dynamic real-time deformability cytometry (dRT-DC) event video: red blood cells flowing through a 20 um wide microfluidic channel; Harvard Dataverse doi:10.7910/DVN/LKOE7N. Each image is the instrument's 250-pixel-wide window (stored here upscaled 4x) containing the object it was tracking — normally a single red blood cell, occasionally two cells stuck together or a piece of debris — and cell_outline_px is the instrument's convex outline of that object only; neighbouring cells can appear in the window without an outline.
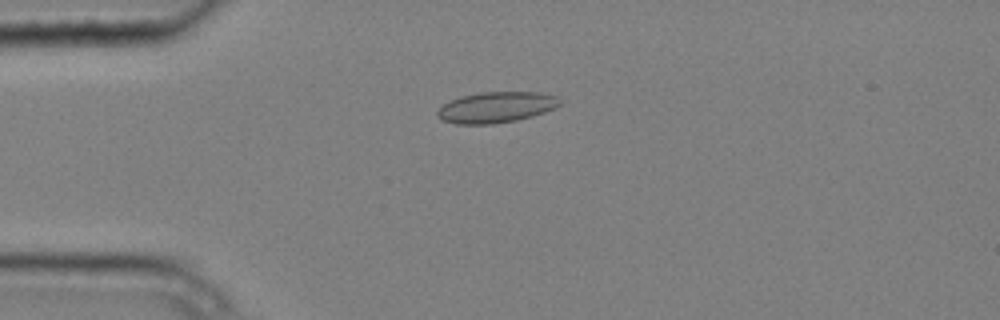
{"species": "common noctule bat (a hibernating species)", "species_latin": "Nyctalus noctula", "temperature_condition": "cold", "stored_images_in_passage": 3, "camera_frame_rate_fps": 3000, "um_per_image_px": 0.085, "animal": {"sex": "male", "body_mass_g": 20.4}, "frame": {"image": 1, "passage_image": 1, "time_ms": 0.0, "image_size_px": [1000, 320], "cell_outline_px": [[560, 104], [556, 108], [532, 116], [516, 120], [492, 124], [456, 124], [440, 120], [436, 116], [436, 112], [444, 104], [460, 96], [480, 92], [540, 92], [560, 96]], "centroid_in_image_um": [42.18, 9.11], "position_along_channel_um": 42.8, "area_um2": 22.2}}
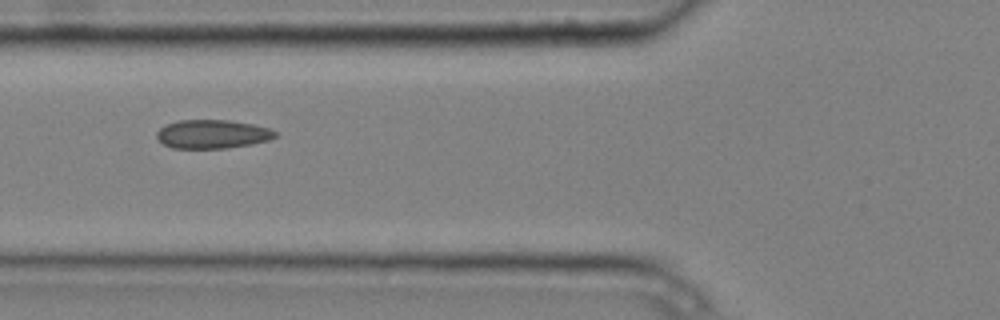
{"frame": {"image": 2, "passage_image": 3, "time_ms": 0.667, "image_size_px": [1000, 320], "cell_outline_px": [[280, 136], [268, 140], [252, 144], [228, 148], [172, 148], [164, 144], [156, 136], [156, 132], [164, 124], [180, 120], [228, 120], [252, 124], [268, 128], [276, 132]], "centroid_in_image_um": [18.06, 11.4], "position_along_channel_um": 107.7, "area_um2": 19.88}}